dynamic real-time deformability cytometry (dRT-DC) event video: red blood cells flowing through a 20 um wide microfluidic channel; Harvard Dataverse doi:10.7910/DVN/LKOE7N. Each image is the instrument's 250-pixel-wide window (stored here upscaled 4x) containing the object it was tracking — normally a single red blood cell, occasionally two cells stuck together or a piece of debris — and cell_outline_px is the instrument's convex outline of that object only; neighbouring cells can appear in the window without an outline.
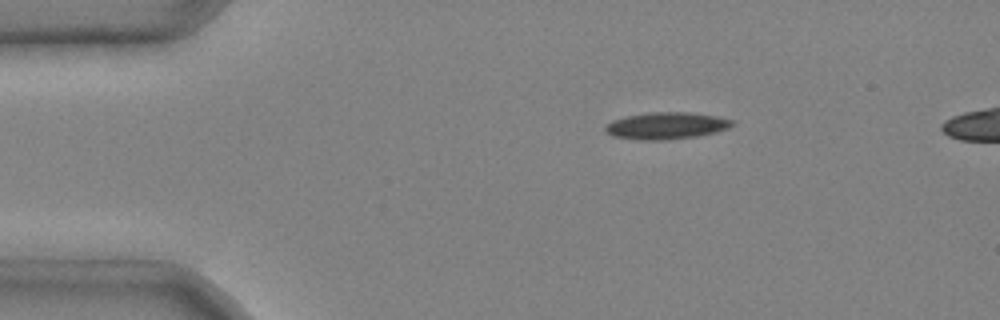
{"species": "common noctule bat (a hibernating species)", "species_latin": "Nyctalus noctula", "temperature_condition": "cold", "stored_images_in_passage": 6, "camera_frame_rate_fps": 3000, "um_per_image_px": 0.085, "animal": {"sex": "male", "body_mass_g": 20.4}, "frame": {"image": 1, "passage_image": 6, "time_ms": 1.667, "image_size_px": [1000, 320], "cell_outline_px": [[736, 124], [728, 128], [716, 132], [696, 136], [660, 140], [640, 140], [612, 136], [604, 132], [604, 128], [612, 120], [628, 116], [648, 112], [688, 112], [716, 116], [736, 120]], "centroid_in_image_um": [56.65, 10.68], "position_along_channel_um": 28.3, "area_um2": 19.94}}